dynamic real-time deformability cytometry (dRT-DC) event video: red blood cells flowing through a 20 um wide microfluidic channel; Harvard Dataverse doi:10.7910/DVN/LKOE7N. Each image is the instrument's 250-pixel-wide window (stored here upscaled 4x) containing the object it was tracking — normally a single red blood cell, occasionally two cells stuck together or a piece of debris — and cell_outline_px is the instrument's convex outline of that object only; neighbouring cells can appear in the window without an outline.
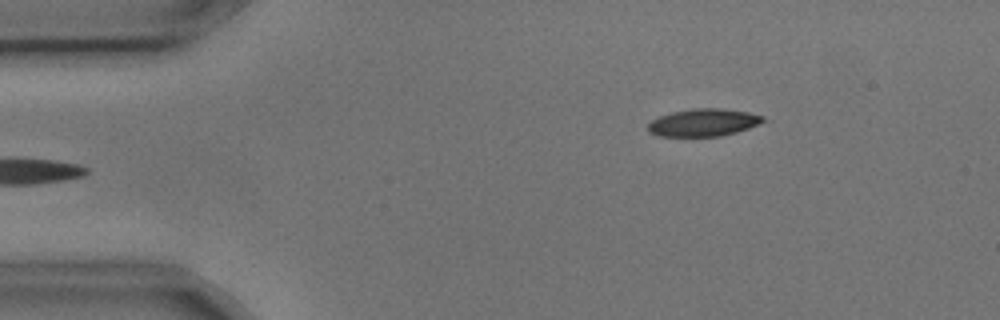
{"species": "common noctule bat (a hibernating species)", "species_latin": "Nyctalus noctula", "temperature_condition": "cold", "stored_images_in_passage": 6, "camera_frame_rate_fps": 3000, "um_per_image_px": 0.085, "animal": {"sex": "male", "body_mass_g": 17.9, "forearm_length_mm": 54.2}, "frame": {"image": 1, "passage_image": 6, "time_ms": 1.667, "image_size_px": [1000, 320], "cell_outline_px": [[764, 120], [748, 128], [736, 132], [720, 136], [660, 136], [648, 132], [648, 124], [652, 120], [660, 116], [672, 112], [692, 108], [720, 108], [748, 112], [764, 116]], "centroid_in_image_um": [59.76, 10.41], "position_along_channel_um": 25.2, "area_um2": 18.26}}